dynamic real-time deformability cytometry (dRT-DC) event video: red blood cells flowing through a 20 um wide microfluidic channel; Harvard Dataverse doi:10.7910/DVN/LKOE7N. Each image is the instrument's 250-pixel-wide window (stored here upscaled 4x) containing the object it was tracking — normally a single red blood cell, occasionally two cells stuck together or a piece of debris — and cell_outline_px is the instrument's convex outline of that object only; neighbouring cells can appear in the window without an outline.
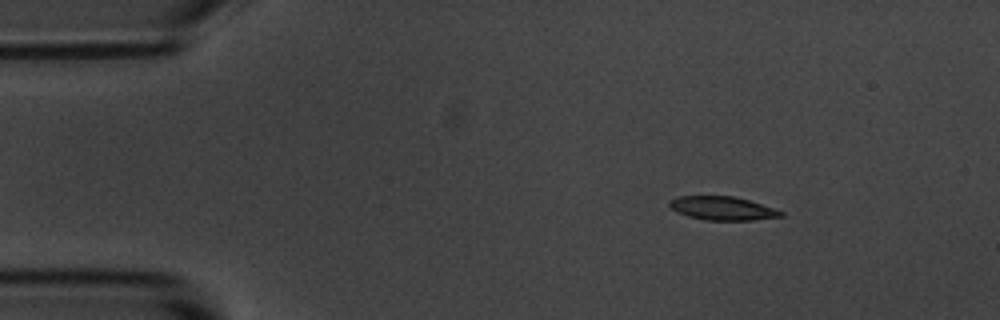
{"species": "common noctule bat (a hibernating species)", "species_latin": "Nyctalus noctula", "temperature_condition": "room temperature", "stored_images_in_passage": 4, "camera_frame_rate_fps": 3000, "um_per_image_px": 0.085, "animal": {"sex": "male", "body_mass_g": 20.1, "forearm_length_mm": 53.5}, "frame": {"image": 1, "passage_image": 2, "time_ms": 1.0, "image_size_px": [1000, 320], "cell_outline_px": [[784, 216], [752, 220], [704, 220], [688, 216], [676, 212], [668, 204], [668, 200], [676, 196], [732, 196], [748, 200], [784, 212]], "centroid_in_image_um": [61.35, 17.7], "position_along_channel_um": 23.6, "area_um2": 15.26}}